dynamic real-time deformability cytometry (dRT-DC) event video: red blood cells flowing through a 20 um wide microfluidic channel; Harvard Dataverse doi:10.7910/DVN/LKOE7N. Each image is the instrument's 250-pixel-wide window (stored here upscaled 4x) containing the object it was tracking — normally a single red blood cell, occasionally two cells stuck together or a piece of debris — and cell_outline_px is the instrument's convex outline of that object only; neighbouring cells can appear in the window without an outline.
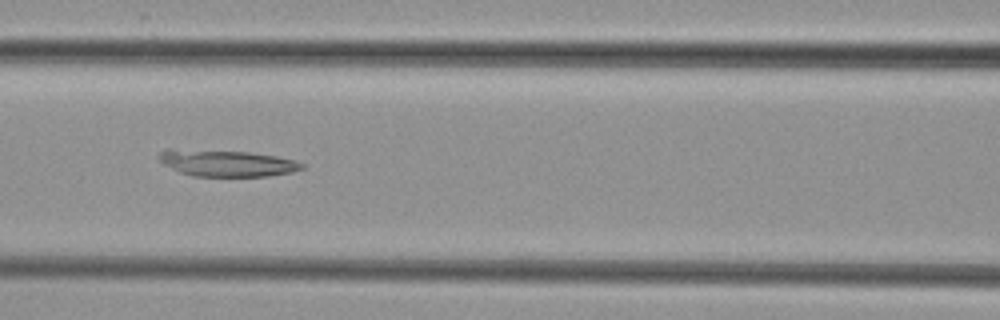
{"species": "common noctule bat (a hibernating species)", "species_latin": "Nyctalus noctula", "temperature_condition": "cold", "stored_images_in_passage": 7, "camera_frame_rate_fps": 3000, "um_per_image_px": 0.085, "animal": {"sex": "female", "body_mass_g": 29.2, "forearm_length_mm": 56.3}, "frame": {"image": 1, "passage_image": 7, "time_ms": 7.0, "image_size_px": [1000, 320], "cell_outline_px": [[304, 168], [292, 172], [268, 176], [192, 176], [180, 172], [164, 164], [156, 156], [160, 152], [168, 148], [248, 152], [276, 156], [296, 160], [304, 164]], "centroid_in_image_um": [19.26, 13.86], "position_along_channel_um": 147.3, "area_um2": 22.14}}